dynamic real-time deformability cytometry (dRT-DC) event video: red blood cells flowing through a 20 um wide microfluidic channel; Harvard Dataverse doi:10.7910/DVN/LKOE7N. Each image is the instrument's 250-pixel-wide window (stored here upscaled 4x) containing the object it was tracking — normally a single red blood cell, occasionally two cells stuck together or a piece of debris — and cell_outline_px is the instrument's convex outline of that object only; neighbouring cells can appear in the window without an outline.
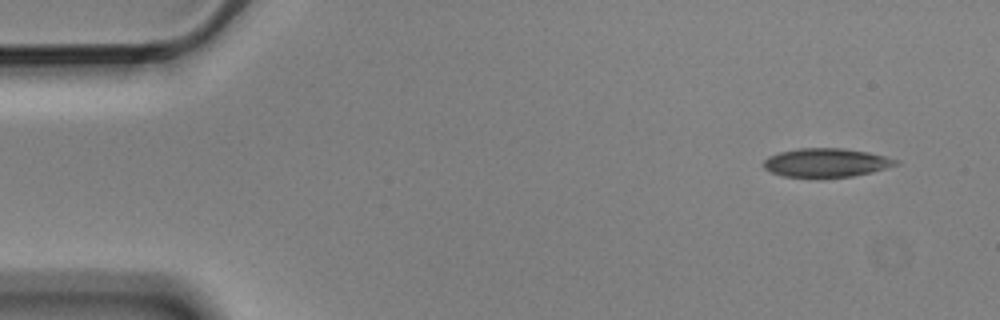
{"species": "Egyptian fruit bat (a non-hibernating species)", "species_latin": "Rousettus aegyptiacus", "temperature_condition": "cold", "stored_images_in_passage": 5, "camera_frame_rate_fps": 3000, "um_per_image_px": 0.085, "animal": {"sex": "male"}, "frame": {"image": 1, "passage_image": 1, "time_ms": 0.0, "image_size_px": [1000, 320], "cell_outline_px": [[900, 164], [872, 172], [852, 176], [784, 176], [772, 172], [764, 168], [764, 160], [768, 156], [780, 152], [800, 148], [840, 148], [868, 152], [900, 160]], "centroid_in_image_um": [70.26, 13.81], "position_along_channel_um": 14.7, "area_um2": 21.73}}
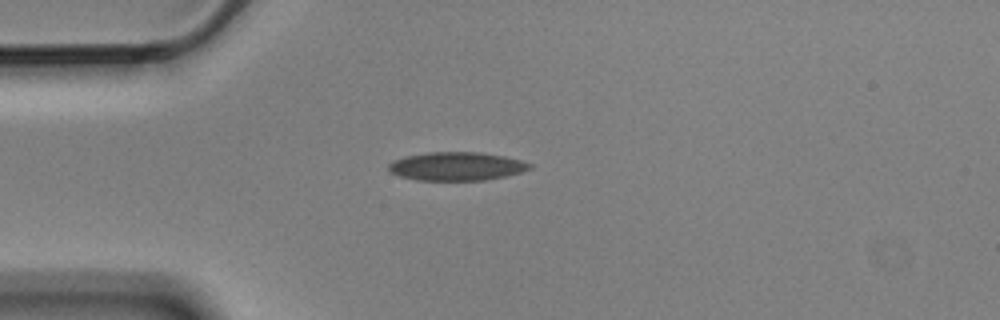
{"frame": {"image": 2, "passage_image": 4, "time_ms": 1.0, "image_size_px": [1000, 320], "cell_outline_px": [[532, 168], [508, 176], [484, 180], [416, 180], [400, 176], [392, 172], [388, 168], [388, 164], [392, 160], [404, 156], [428, 152], [480, 152], [504, 156], [520, 160], [532, 164]], "centroid_in_image_um": [38.8, 14.13], "position_along_channel_um": 46.2, "area_um2": 23.47}}
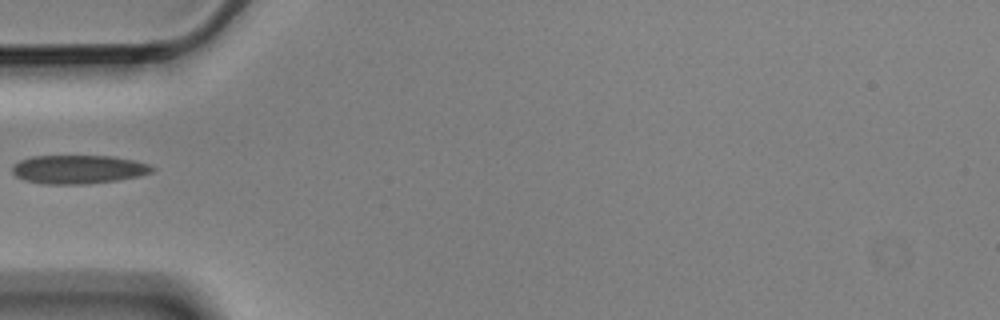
{"frame": {"image": 3, "passage_image": 5, "time_ms": 1.333, "image_size_px": [1000, 320], "cell_outline_px": [[156, 168], [152, 172], [140, 176], [116, 180], [88, 184], [44, 184], [24, 180], [16, 176], [12, 172], [12, 168], [20, 160], [32, 156], [112, 156], [132, 160], [148, 164]], "centroid_in_image_um": [6.67, 14.4], "position_along_channel_um": 78.3, "area_um2": 23.29}}